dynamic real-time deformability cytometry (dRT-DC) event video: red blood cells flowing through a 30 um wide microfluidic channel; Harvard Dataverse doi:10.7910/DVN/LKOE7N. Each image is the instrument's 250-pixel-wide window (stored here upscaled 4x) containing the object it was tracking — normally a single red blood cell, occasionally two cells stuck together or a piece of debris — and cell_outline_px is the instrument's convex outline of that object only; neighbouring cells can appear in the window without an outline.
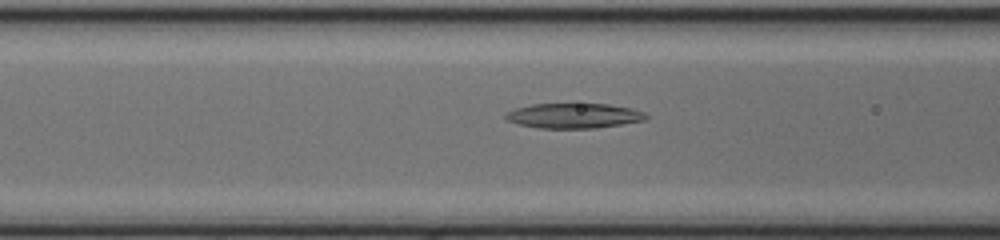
{"species": "common noctule bat (a hibernating species)", "species_latin": "Nyctalus noctula", "temperature_condition": "cold", "stored_images_in_passage": 43, "camera_frame_rate_fps": 3000, "um_per_image_px": 0.085, "animal": {"sex": "female", "body_mass_g": 17.0, "forearm_length_mm": 48.0}, "frame": {"image": 1, "passage_image": 13, "time_ms": 4.0, "image_size_px": [1000, 240], "cell_outline_px": [[648, 116], [644, 120], [596, 128], [540, 128], [520, 124], [508, 120], [504, 116], [508, 112], [516, 108], [532, 104], [608, 104], [632, 108], [644, 112]], "centroid_in_image_um": [48.79, 9.83], "position_along_channel_um": 117.8, "area_um2": 20.17}}
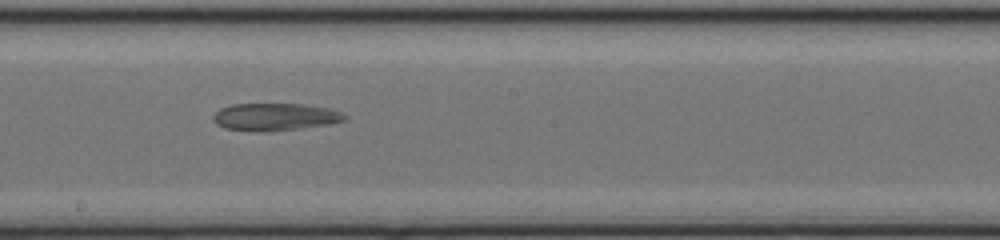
{"frame": {"image": 2, "passage_image": 21, "time_ms": 6.667, "image_size_px": [1000, 240], "cell_outline_px": [[348, 116], [344, 120], [328, 124], [300, 128], [260, 132], [224, 128], [216, 124], [212, 120], [212, 116], [220, 108], [232, 104], [304, 104], [328, 108], [340, 112]], "centroid_in_image_um": [23.33, 9.93], "position_along_channel_um": 224.9, "area_um2": 20.92}}
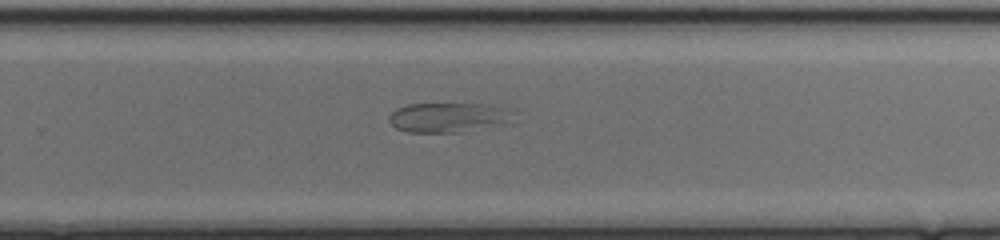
{"frame": {"image": 3, "passage_image": 26, "time_ms": 8.333, "image_size_px": [1000, 240], "cell_outline_px": [[516, 124], [456, 132], [408, 132], [396, 128], [388, 120], [388, 116], [396, 108], [408, 104], [488, 104], [504, 108], [516, 112]], "centroid_in_image_um": [38.25, 9.99], "position_along_channel_um": 291.5, "area_um2": 22.14}}